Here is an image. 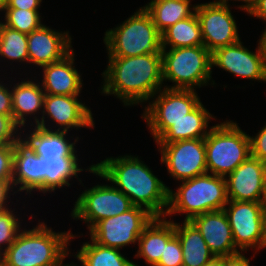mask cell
<instances>
[{
	"instance_id": "6da1fadb",
	"label": "cell",
	"mask_w": 266,
	"mask_h": 266,
	"mask_svg": "<svg viewBox=\"0 0 266 266\" xmlns=\"http://www.w3.org/2000/svg\"><path fill=\"white\" fill-rule=\"evenodd\" d=\"M93 165L90 173L110 182L130 199L133 206L146 209L154 217L165 216L170 187L138 156H111Z\"/></svg>"
},
{
	"instance_id": "7a4b0ae2",
	"label": "cell",
	"mask_w": 266,
	"mask_h": 266,
	"mask_svg": "<svg viewBox=\"0 0 266 266\" xmlns=\"http://www.w3.org/2000/svg\"><path fill=\"white\" fill-rule=\"evenodd\" d=\"M105 69L100 93L114 95L127 107L146 104L163 88L161 53L108 57Z\"/></svg>"
},
{
	"instance_id": "3957f363",
	"label": "cell",
	"mask_w": 266,
	"mask_h": 266,
	"mask_svg": "<svg viewBox=\"0 0 266 266\" xmlns=\"http://www.w3.org/2000/svg\"><path fill=\"white\" fill-rule=\"evenodd\" d=\"M30 229L22 228L15 241L0 256V266H59L61 259L70 251L74 235L68 231L56 232L47 222ZM46 223V224H45Z\"/></svg>"
},
{
	"instance_id": "277c9868",
	"label": "cell",
	"mask_w": 266,
	"mask_h": 266,
	"mask_svg": "<svg viewBox=\"0 0 266 266\" xmlns=\"http://www.w3.org/2000/svg\"><path fill=\"white\" fill-rule=\"evenodd\" d=\"M226 179L206 173L192 179L180 181L176 191L169 189V202L164 217L184 214V221L195 216L223 210L228 203Z\"/></svg>"
},
{
	"instance_id": "5b68a950",
	"label": "cell",
	"mask_w": 266,
	"mask_h": 266,
	"mask_svg": "<svg viewBox=\"0 0 266 266\" xmlns=\"http://www.w3.org/2000/svg\"><path fill=\"white\" fill-rule=\"evenodd\" d=\"M105 32L108 57H131L161 53L162 36L151 16L140 7L126 20Z\"/></svg>"
},
{
	"instance_id": "8992f818",
	"label": "cell",
	"mask_w": 266,
	"mask_h": 266,
	"mask_svg": "<svg viewBox=\"0 0 266 266\" xmlns=\"http://www.w3.org/2000/svg\"><path fill=\"white\" fill-rule=\"evenodd\" d=\"M161 54L163 84L173 83L164 84V88L196 90L216 84L212 78L211 52L204 45L162 49Z\"/></svg>"
},
{
	"instance_id": "52a82bcc",
	"label": "cell",
	"mask_w": 266,
	"mask_h": 266,
	"mask_svg": "<svg viewBox=\"0 0 266 266\" xmlns=\"http://www.w3.org/2000/svg\"><path fill=\"white\" fill-rule=\"evenodd\" d=\"M207 173L226 178L250 155V137L237 122L214 124L205 137Z\"/></svg>"
},
{
	"instance_id": "ba28073f",
	"label": "cell",
	"mask_w": 266,
	"mask_h": 266,
	"mask_svg": "<svg viewBox=\"0 0 266 266\" xmlns=\"http://www.w3.org/2000/svg\"><path fill=\"white\" fill-rule=\"evenodd\" d=\"M153 99V100H152ZM145 105L141 118L156 142L176 121L186 117L200 102L196 90L160 89Z\"/></svg>"
},
{
	"instance_id": "9c48e42d",
	"label": "cell",
	"mask_w": 266,
	"mask_h": 266,
	"mask_svg": "<svg viewBox=\"0 0 266 266\" xmlns=\"http://www.w3.org/2000/svg\"><path fill=\"white\" fill-rule=\"evenodd\" d=\"M83 191L70 215L73 220L87 224L88 231L100 220L120 215L133 207L130 199L110 183L97 184Z\"/></svg>"
},
{
	"instance_id": "30bf717a",
	"label": "cell",
	"mask_w": 266,
	"mask_h": 266,
	"mask_svg": "<svg viewBox=\"0 0 266 266\" xmlns=\"http://www.w3.org/2000/svg\"><path fill=\"white\" fill-rule=\"evenodd\" d=\"M153 218L146 209L133 206L125 213L97 222L88 231L89 237L99 245L121 250L138 243L143 229Z\"/></svg>"
},
{
	"instance_id": "8fae6325",
	"label": "cell",
	"mask_w": 266,
	"mask_h": 266,
	"mask_svg": "<svg viewBox=\"0 0 266 266\" xmlns=\"http://www.w3.org/2000/svg\"><path fill=\"white\" fill-rule=\"evenodd\" d=\"M227 215L235 246L254 255L262 250L266 206L262 202L229 200L223 208Z\"/></svg>"
},
{
	"instance_id": "7c38bea8",
	"label": "cell",
	"mask_w": 266,
	"mask_h": 266,
	"mask_svg": "<svg viewBox=\"0 0 266 266\" xmlns=\"http://www.w3.org/2000/svg\"><path fill=\"white\" fill-rule=\"evenodd\" d=\"M160 161L176 181L192 179L207 173L205 138L156 143Z\"/></svg>"
},
{
	"instance_id": "4fadbf2b",
	"label": "cell",
	"mask_w": 266,
	"mask_h": 266,
	"mask_svg": "<svg viewBox=\"0 0 266 266\" xmlns=\"http://www.w3.org/2000/svg\"><path fill=\"white\" fill-rule=\"evenodd\" d=\"M79 97L80 95L45 94L43 114L37 126L50 130L55 128V130H65L68 132L73 129L95 128L91 108L83 103L82 100L78 99ZM49 123H52V125Z\"/></svg>"
},
{
	"instance_id": "5bb4252c",
	"label": "cell",
	"mask_w": 266,
	"mask_h": 266,
	"mask_svg": "<svg viewBox=\"0 0 266 266\" xmlns=\"http://www.w3.org/2000/svg\"><path fill=\"white\" fill-rule=\"evenodd\" d=\"M231 8L213 1L197 4L195 13L200 24L204 46L211 53L241 39Z\"/></svg>"
},
{
	"instance_id": "9a60e30c",
	"label": "cell",
	"mask_w": 266,
	"mask_h": 266,
	"mask_svg": "<svg viewBox=\"0 0 266 266\" xmlns=\"http://www.w3.org/2000/svg\"><path fill=\"white\" fill-rule=\"evenodd\" d=\"M255 50L245 47L241 39L218 48L211 53L212 70L218 67L237 77L266 83V62L259 43Z\"/></svg>"
},
{
	"instance_id": "2e32d148",
	"label": "cell",
	"mask_w": 266,
	"mask_h": 266,
	"mask_svg": "<svg viewBox=\"0 0 266 266\" xmlns=\"http://www.w3.org/2000/svg\"><path fill=\"white\" fill-rule=\"evenodd\" d=\"M12 184L16 193L25 191L29 198L35 191L46 194L45 158L39 157L21 137L15 142Z\"/></svg>"
},
{
	"instance_id": "e0dca14e",
	"label": "cell",
	"mask_w": 266,
	"mask_h": 266,
	"mask_svg": "<svg viewBox=\"0 0 266 266\" xmlns=\"http://www.w3.org/2000/svg\"><path fill=\"white\" fill-rule=\"evenodd\" d=\"M72 35L69 31H58L43 24L27 34L28 65L41 68L58 62L72 50Z\"/></svg>"
},
{
	"instance_id": "ac0fdd59",
	"label": "cell",
	"mask_w": 266,
	"mask_h": 266,
	"mask_svg": "<svg viewBox=\"0 0 266 266\" xmlns=\"http://www.w3.org/2000/svg\"><path fill=\"white\" fill-rule=\"evenodd\" d=\"M36 77L34 76L35 82L28 77L21 78V82H11L12 119L20 129H27L28 125L37 126L43 114L45 92ZM27 121L31 123L29 124Z\"/></svg>"
},
{
	"instance_id": "d6986e66",
	"label": "cell",
	"mask_w": 266,
	"mask_h": 266,
	"mask_svg": "<svg viewBox=\"0 0 266 266\" xmlns=\"http://www.w3.org/2000/svg\"><path fill=\"white\" fill-rule=\"evenodd\" d=\"M191 222L200 231L215 257H226L241 252L234 244L233 233L224 210L195 216Z\"/></svg>"
},
{
	"instance_id": "ffe728a7",
	"label": "cell",
	"mask_w": 266,
	"mask_h": 266,
	"mask_svg": "<svg viewBox=\"0 0 266 266\" xmlns=\"http://www.w3.org/2000/svg\"><path fill=\"white\" fill-rule=\"evenodd\" d=\"M29 129H21V138L39 157L47 160L61 157H78L76 149V144L79 141L78 136L75 138L71 136L70 138L74 140L71 142V139L67 137L69 136L68 131L65 130H50L39 126H31Z\"/></svg>"
},
{
	"instance_id": "44dd1931",
	"label": "cell",
	"mask_w": 266,
	"mask_h": 266,
	"mask_svg": "<svg viewBox=\"0 0 266 266\" xmlns=\"http://www.w3.org/2000/svg\"><path fill=\"white\" fill-rule=\"evenodd\" d=\"M74 49L62 60L45 65L42 69L41 86L45 94L80 95L83 88L82 75L75 67Z\"/></svg>"
},
{
	"instance_id": "7402d4cb",
	"label": "cell",
	"mask_w": 266,
	"mask_h": 266,
	"mask_svg": "<svg viewBox=\"0 0 266 266\" xmlns=\"http://www.w3.org/2000/svg\"><path fill=\"white\" fill-rule=\"evenodd\" d=\"M263 162L249 156L226 179L229 200L262 202Z\"/></svg>"
},
{
	"instance_id": "603a6c76",
	"label": "cell",
	"mask_w": 266,
	"mask_h": 266,
	"mask_svg": "<svg viewBox=\"0 0 266 266\" xmlns=\"http://www.w3.org/2000/svg\"><path fill=\"white\" fill-rule=\"evenodd\" d=\"M175 235L174 221L166 217H154L143 229L134 257L144 259L149 266H155L161 259L164 245Z\"/></svg>"
},
{
	"instance_id": "cb8c5ba5",
	"label": "cell",
	"mask_w": 266,
	"mask_h": 266,
	"mask_svg": "<svg viewBox=\"0 0 266 266\" xmlns=\"http://www.w3.org/2000/svg\"><path fill=\"white\" fill-rule=\"evenodd\" d=\"M200 102L186 117L174 124L156 141L173 143L180 140L205 138L213 126H209L216 117ZM210 121V122H209Z\"/></svg>"
},
{
	"instance_id": "d4e9b609",
	"label": "cell",
	"mask_w": 266,
	"mask_h": 266,
	"mask_svg": "<svg viewBox=\"0 0 266 266\" xmlns=\"http://www.w3.org/2000/svg\"><path fill=\"white\" fill-rule=\"evenodd\" d=\"M174 229L181 242L183 266H205L215 257L191 221H174Z\"/></svg>"
},
{
	"instance_id": "484cf974",
	"label": "cell",
	"mask_w": 266,
	"mask_h": 266,
	"mask_svg": "<svg viewBox=\"0 0 266 266\" xmlns=\"http://www.w3.org/2000/svg\"><path fill=\"white\" fill-rule=\"evenodd\" d=\"M143 7L162 34L176 22L193 16L197 4L192 5L191 0H151Z\"/></svg>"
},
{
	"instance_id": "4316f807",
	"label": "cell",
	"mask_w": 266,
	"mask_h": 266,
	"mask_svg": "<svg viewBox=\"0 0 266 266\" xmlns=\"http://www.w3.org/2000/svg\"><path fill=\"white\" fill-rule=\"evenodd\" d=\"M79 157H61L45 159V173H46V195L47 193H56L59 188L67 186L71 187L73 178H77L79 183L82 184L81 178L78 174L83 171L90 172L94 165H89V168H82L79 165ZM81 166V167H79ZM70 181V182H69Z\"/></svg>"
},
{
	"instance_id": "83f0119b",
	"label": "cell",
	"mask_w": 266,
	"mask_h": 266,
	"mask_svg": "<svg viewBox=\"0 0 266 266\" xmlns=\"http://www.w3.org/2000/svg\"><path fill=\"white\" fill-rule=\"evenodd\" d=\"M162 49L194 47L204 45L196 13L176 22L162 34Z\"/></svg>"
},
{
	"instance_id": "f1b7e54d",
	"label": "cell",
	"mask_w": 266,
	"mask_h": 266,
	"mask_svg": "<svg viewBox=\"0 0 266 266\" xmlns=\"http://www.w3.org/2000/svg\"><path fill=\"white\" fill-rule=\"evenodd\" d=\"M85 266H139L125 257L120 249L99 245L90 238L74 254Z\"/></svg>"
},
{
	"instance_id": "f546056e",
	"label": "cell",
	"mask_w": 266,
	"mask_h": 266,
	"mask_svg": "<svg viewBox=\"0 0 266 266\" xmlns=\"http://www.w3.org/2000/svg\"><path fill=\"white\" fill-rule=\"evenodd\" d=\"M0 57L8 64L13 62L27 64L28 41L27 34L5 26L0 20ZM11 61V62H10Z\"/></svg>"
},
{
	"instance_id": "4dcf8cb0",
	"label": "cell",
	"mask_w": 266,
	"mask_h": 266,
	"mask_svg": "<svg viewBox=\"0 0 266 266\" xmlns=\"http://www.w3.org/2000/svg\"><path fill=\"white\" fill-rule=\"evenodd\" d=\"M5 14L1 21L5 26L20 31L25 34H30L33 30L40 28L43 25L42 16L39 10H25L16 8H6Z\"/></svg>"
},
{
	"instance_id": "1f68e13d",
	"label": "cell",
	"mask_w": 266,
	"mask_h": 266,
	"mask_svg": "<svg viewBox=\"0 0 266 266\" xmlns=\"http://www.w3.org/2000/svg\"><path fill=\"white\" fill-rule=\"evenodd\" d=\"M16 208L5 209L0 211V256L15 241L22 227L23 221L15 210ZM20 218H19V217Z\"/></svg>"
},
{
	"instance_id": "d6a6232c",
	"label": "cell",
	"mask_w": 266,
	"mask_h": 266,
	"mask_svg": "<svg viewBox=\"0 0 266 266\" xmlns=\"http://www.w3.org/2000/svg\"><path fill=\"white\" fill-rule=\"evenodd\" d=\"M155 266H183L181 242L176 234L164 245L161 259Z\"/></svg>"
},
{
	"instance_id": "836d02e7",
	"label": "cell",
	"mask_w": 266,
	"mask_h": 266,
	"mask_svg": "<svg viewBox=\"0 0 266 266\" xmlns=\"http://www.w3.org/2000/svg\"><path fill=\"white\" fill-rule=\"evenodd\" d=\"M21 137V129L10 116L0 114V145L15 143Z\"/></svg>"
},
{
	"instance_id": "e575fe53",
	"label": "cell",
	"mask_w": 266,
	"mask_h": 266,
	"mask_svg": "<svg viewBox=\"0 0 266 266\" xmlns=\"http://www.w3.org/2000/svg\"><path fill=\"white\" fill-rule=\"evenodd\" d=\"M15 143L0 145V179H13Z\"/></svg>"
},
{
	"instance_id": "d590c367",
	"label": "cell",
	"mask_w": 266,
	"mask_h": 266,
	"mask_svg": "<svg viewBox=\"0 0 266 266\" xmlns=\"http://www.w3.org/2000/svg\"><path fill=\"white\" fill-rule=\"evenodd\" d=\"M255 136H250L251 156L259 159L261 162L266 161V123Z\"/></svg>"
},
{
	"instance_id": "8d00e7d4",
	"label": "cell",
	"mask_w": 266,
	"mask_h": 266,
	"mask_svg": "<svg viewBox=\"0 0 266 266\" xmlns=\"http://www.w3.org/2000/svg\"><path fill=\"white\" fill-rule=\"evenodd\" d=\"M0 77H2V75H0ZM3 82V79L0 78V114L10 116L12 118L11 84H5Z\"/></svg>"
},
{
	"instance_id": "74e56055",
	"label": "cell",
	"mask_w": 266,
	"mask_h": 266,
	"mask_svg": "<svg viewBox=\"0 0 266 266\" xmlns=\"http://www.w3.org/2000/svg\"><path fill=\"white\" fill-rule=\"evenodd\" d=\"M16 194L17 193L14 190V187L12 184V179H0V211L8 209L12 206V204L11 205L9 204L12 199L11 195L12 197L14 195L16 197Z\"/></svg>"
},
{
	"instance_id": "f35d334b",
	"label": "cell",
	"mask_w": 266,
	"mask_h": 266,
	"mask_svg": "<svg viewBox=\"0 0 266 266\" xmlns=\"http://www.w3.org/2000/svg\"><path fill=\"white\" fill-rule=\"evenodd\" d=\"M42 0H8L6 8L40 10Z\"/></svg>"
},
{
	"instance_id": "ab89813d",
	"label": "cell",
	"mask_w": 266,
	"mask_h": 266,
	"mask_svg": "<svg viewBox=\"0 0 266 266\" xmlns=\"http://www.w3.org/2000/svg\"><path fill=\"white\" fill-rule=\"evenodd\" d=\"M250 260L251 258H246L245 252H239L224 257V266H250Z\"/></svg>"
},
{
	"instance_id": "60d3db41",
	"label": "cell",
	"mask_w": 266,
	"mask_h": 266,
	"mask_svg": "<svg viewBox=\"0 0 266 266\" xmlns=\"http://www.w3.org/2000/svg\"><path fill=\"white\" fill-rule=\"evenodd\" d=\"M229 1H238V2H244L245 4L242 3V5H238V7H236V9H241L240 11H244L246 12V14H249L252 9L256 6L258 0H213V2L220 4V5H224V6H228L231 7V4H228Z\"/></svg>"
},
{
	"instance_id": "b9f144b4",
	"label": "cell",
	"mask_w": 266,
	"mask_h": 266,
	"mask_svg": "<svg viewBox=\"0 0 266 266\" xmlns=\"http://www.w3.org/2000/svg\"><path fill=\"white\" fill-rule=\"evenodd\" d=\"M249 16L263 20L266 25V0H258L256 6L249 13Z\"/></svg>"
},
{
	"instance_id": "7bdbcfd3",
	"label": "cell",
	"mask_w": 266,
	"mask_h": 266,
	"mask_svg": "<svg viewBox=\"0 0 266 266\" xmlns=\"http://www.w3.org/2000/svg\"><path fill=\"white\" fill-rule=\"evenodd\" d=\"M262 203L266 206V161L263 162L262 171Z\"/></svg>"
},
{
	"instance_id": "ee69618b",
	"label": "cell",
	"mask_w": 266,
	"mask_h": 266,
	"mask_svg": "<svg viewBox=\"0 0 266 266\" xmlns=\"http://www.w3.org/2000/svg\"><path fill=\"white\" fill-rule=\"evenodd\" d=\"M262 35L259 36V39L257 40V42L260 45L262 54L264 56L265 62H266V26L264 31H262Z\"/></svg>"
},
{
	"instance_id": "f6af8a7d",
	"label": "cell",
	"mask_w": 266,
	"mask_h": 266,
	"mask_svg": "<svg viewBox=\"0 0 266 266\" xmlns=\"http://www.w3.org/2000/svg\"><path fill=\"white\" fill-rule=\"evenodd\" d=\"M71 257V251H69L62 259H61V261H60V264H59V266H85L82 262H81V260H79L75 255H74V253L72 254V256H74V258H76L79 262H80V264L79 265H77V263L75 264L74 262H71L70 264L69 263H66V264H64L63 262H64V260H66L65 258L67 257Z\"/></svg>"
},
{
	"instance_id": "bcb514c9",
	"label": "cell",
	"mask_w": 266,
	"mask_h": 266,
	"mask_svg": "<svg viewBox=\"0 0 266 266\" xmlns=\"http://www.w3.org/2000/svg\"><path fill=\"white\" fill-rule=\"evenodd\" d=\"M205 266H224V257H214Z\"/></svg>"
},
{
	"instance_id": "7dc6e473",
	"label": "cell",
	"mask_w": 266,
	"mask_h": 266,
	"mask_svg": "<svg viewBox=\"0 0 266 266\" xmlns=\"http://www.w3.org/2000/svg\"><path fill=\"white\" fill-rule=\"evenodd\" d=\"M7 6H8V0H0V12L1 13H4Z\"/></svg>"
},
{
	"instance_id": "c3c4849f",
	"label": "cell",
	"mask_w": 266,
	"mask_h": 266,
	"mask_svg": "<svg viewBox=\"0 0 266 266\" xmlns=\"http://www.w3.org/2000/svg\"><path fill=\"white\" fill-rule=\"evenodd\" d=\"M266 248V215H265V222H264V240H263V245L262 249Z\"/></svg>"
}]
</instances>
